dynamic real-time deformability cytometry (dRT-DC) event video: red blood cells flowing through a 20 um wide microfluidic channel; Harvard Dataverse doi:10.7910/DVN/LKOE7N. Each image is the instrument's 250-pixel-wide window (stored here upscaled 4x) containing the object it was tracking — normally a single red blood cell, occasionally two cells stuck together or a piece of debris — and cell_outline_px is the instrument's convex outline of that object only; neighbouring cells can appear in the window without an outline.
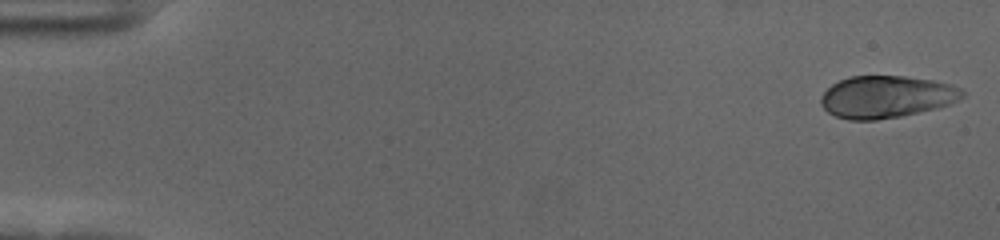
{"species": "human", "species_latin": "Homo sapiens", "temperature_condition": "cold", "stored_images_in_passage": 57, "camera_frame_rate_fps": 3000, "um_per_image_px": 0.085, "donor": {"sex": "female"}, "frame": {"image": 1, "passage_image": 1, "time_ms": 0.0, "image_size_px": [1000, 240], "cell_outline_px": [[964, 96], [948, 104], [936, 108], [900, 116], [876, 120], [848, 120], [836, 116], [828, 112], [820, 104], [820, 96], [832, 84], [840, 80], [852, 76], [904, 76], [932, 80], [952, 84], [960, 88], [964, 92]], "centroid_in_image_um": [75.31, 8.23], "position_along_channel_um": 9.7, "area_um2": 34.62}}
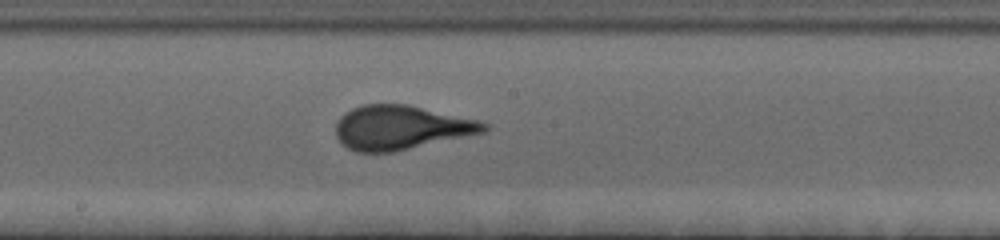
{"frame": {"image": 2, "passage_image": 31, "time_ms": 10.0, "image_size_px": [1000, 240], "cell_outline_px": [[492, 128], [488, 132], [392, 152], [356, 152], [348, 148], [336, 136], [336, 120], [344, 112], [352, 108], [364, 104], [408, 104], [480, 120], [488, 124]], "centroid_in_image_um": [34.13, 10.83], "position_along_channel_um": 214.1, "area_um2": 38.49}}
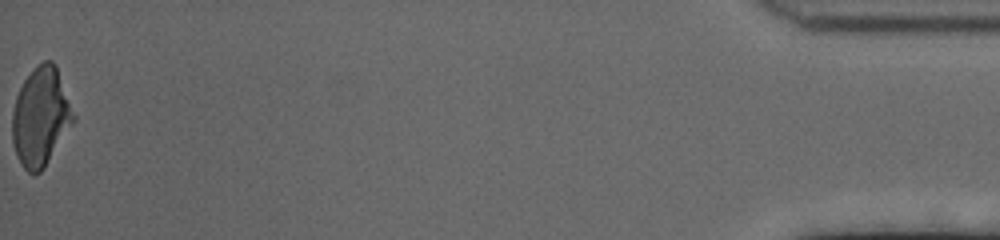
{"frame": {"image": 3, "passage_image": 57, "time_ms": 18.667, "image_size_px": [1000, 240], "cell_outline_px": [[76, 120], [44, 168], [40, 172], [28, 172], [20, 164], [16, 156], [12, 144], [12, 112], [16, 96], [24, 80], [32, 68], [44, 60], [52, 60], [56, 64], [76, 116]], "centroid_in_image_um": [3.47, 9.91], "position_along_channel_um": 431.7, "area_um2": 35.6}, "authors_computed_cell_mechanics": {"area_um2": 36.1828, "velocity_mm_per_s": 3.5603, "shape_relaxation_time_tau1_ms": 4.3853, "shape_relaxation_time_tau2_ms": null, "deformation_change_tau1": 0.1614, "deformation_change_tau2": null}}